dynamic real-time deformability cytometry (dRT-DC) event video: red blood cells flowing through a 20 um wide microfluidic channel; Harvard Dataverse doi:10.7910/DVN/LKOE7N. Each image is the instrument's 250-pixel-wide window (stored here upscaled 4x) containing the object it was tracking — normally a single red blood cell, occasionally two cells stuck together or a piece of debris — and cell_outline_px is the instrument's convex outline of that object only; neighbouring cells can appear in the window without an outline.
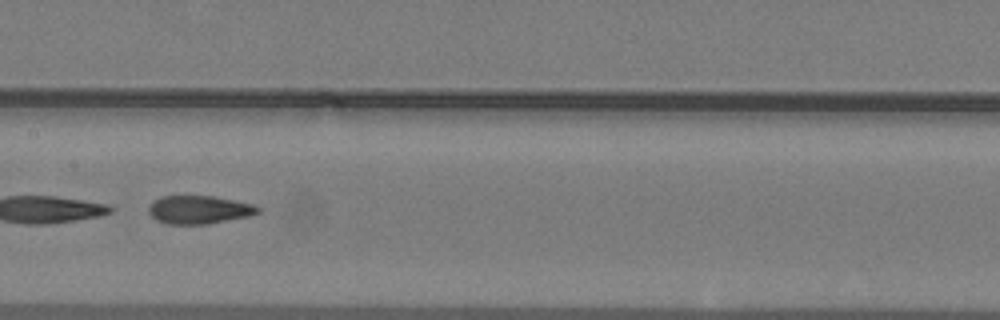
{"species": "common noctule bat (a hibernating species)", "species_latin": "Nyctalus noctula", "temperature_condition": "warm", "stored_images_in_passage": 32, "camera_frame_rate_fps": 3000, "um_per_image_px": 0.085, "animal": {"sex": "male", "body_mass_g": 19.2, "forearm_length_mm": 51.8}, "frame": {"image": 1, "passage_image": 13, "time_ms": 4.0, "image_size_px": [1000, 320], "cell_outline_px": [[260, 212], [252, 216], [208, 224], [168, 224], [156, 220], [148, 212], [148, 208], [160, 196], [212, 196], [252, 204], [260, 208]], "centroid_in_image_um": [16.94, 17.84], "position_along_channel_um": 190.5, "area_um2": 17.92}}